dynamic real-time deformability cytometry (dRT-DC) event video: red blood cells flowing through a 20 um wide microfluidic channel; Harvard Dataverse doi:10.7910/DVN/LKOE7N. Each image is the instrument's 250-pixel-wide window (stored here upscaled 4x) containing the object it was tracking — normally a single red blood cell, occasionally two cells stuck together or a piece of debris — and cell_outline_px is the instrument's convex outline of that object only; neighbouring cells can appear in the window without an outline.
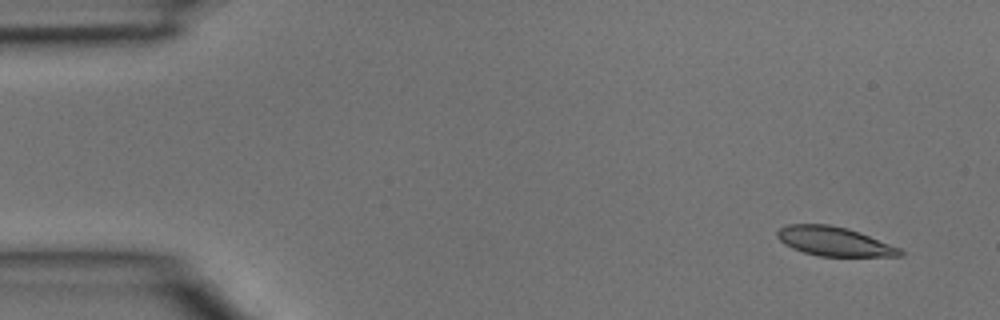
{"species": "common noctule bat (a hibernating species)", "species_latin": "Nyctalus noctula", "temperature_condition": "room temperature", "stored_images_in_passage": 4, "segment_of_instrument_passage": [1, 2], "camera_frame_rate_fps": 3000, "um_per_image_px": 0.085, "animal": {"sex": "male", "body_mass_g": 15.6}, "frame": {"image": 1, "passage_image": 1, "time_ms": 0.0, "image_size_px": [1000, 320], "cell_outline_px": [[904, 256], [820, 256], [804, 252], [792, 248], [784, 244], [776, 236], [776, 232], [780, 228], [788, 224], [828, 224], [848, 228], [860, 232], [900, 248], [904, 252]], "centroid_in_image_um": [70.9, 20.51], "position_along_channel_um": 14.1, "area_um2": 20.87}}